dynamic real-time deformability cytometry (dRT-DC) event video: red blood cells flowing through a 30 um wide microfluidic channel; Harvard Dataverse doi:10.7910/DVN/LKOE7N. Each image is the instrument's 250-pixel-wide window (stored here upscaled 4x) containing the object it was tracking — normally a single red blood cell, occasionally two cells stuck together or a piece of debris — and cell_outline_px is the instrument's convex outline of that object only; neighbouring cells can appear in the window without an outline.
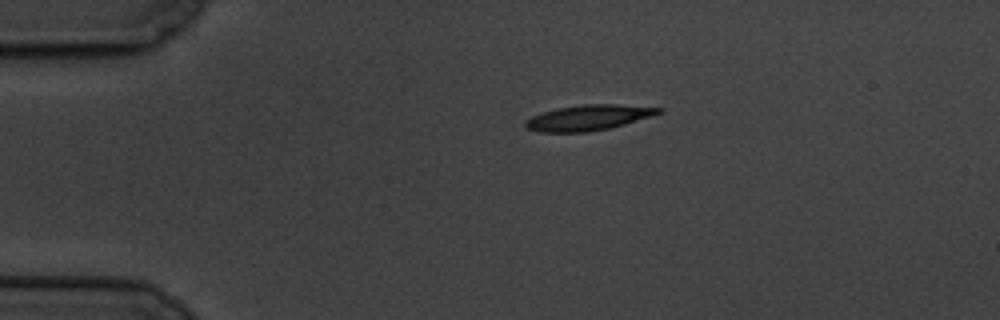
{"species": "common noctule bat (a hibernating species)", "species_latin": "Nyctalus noctula", "temperature_condition": "cold", "stored_images_in_passage": 3, "camera_frame_rate_fps": 3000, "um_per_image_px": 0.085, "animal": {"sex": "male", "body_mass_g": 19.5, "forearm_length_mm": 54.6}, "frame": {"image": 1, "passage_image": 1, "time_ms": 0.0, "image_size_px": [1000, 320], "cell_outline_px": [[664, 112], [652, 116], [624, 124], [608, 128], [588, 132], [540, 132], [528, 128], [524, 124], [532, 116], [556, 108], [580, 104], [616, 104], [664, 108]], "centroid_in_image_um": [50.06, 9.99], "position_along_channel_um": 34.9, "area_um2": 19.65}}
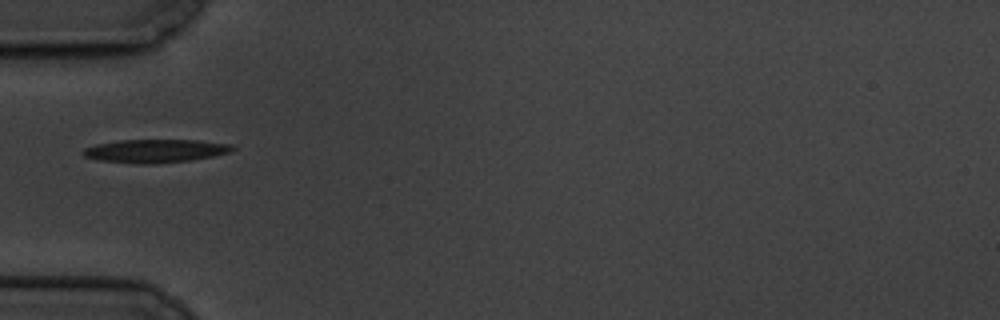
{"frame": {"image": 2, "passage_image": 3, "time_ms": 2.333, "image_size_px": [1000, 320], "cell_outline_px": [[236, 148], [232, 152], [192, 160], [156, 164], [144, 164], [100, 160], [84, 156], [80, 152], [84, 148], [96, 144], [120, 140], [200, 140], [236, 144]], "centroid_in_image_um": [13.28, 12.82], "position_along_channel_um": 71.7, "area_um2": 20.52}}